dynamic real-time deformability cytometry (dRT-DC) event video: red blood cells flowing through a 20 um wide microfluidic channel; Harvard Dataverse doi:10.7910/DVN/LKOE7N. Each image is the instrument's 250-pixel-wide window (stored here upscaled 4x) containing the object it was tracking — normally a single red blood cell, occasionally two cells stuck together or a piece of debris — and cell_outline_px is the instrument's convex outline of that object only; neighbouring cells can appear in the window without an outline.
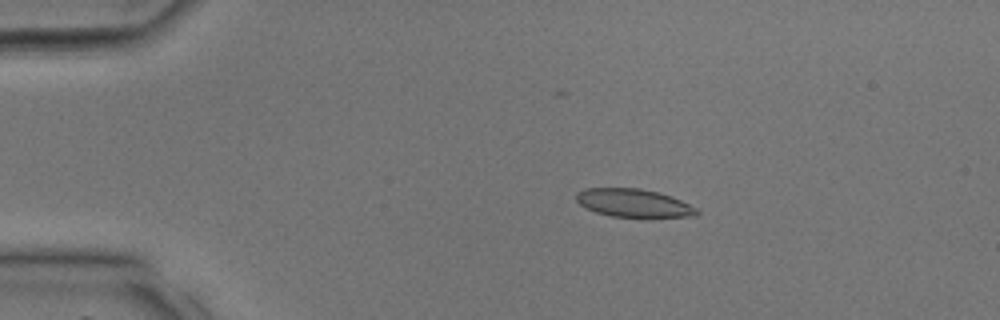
{"species": "common noctule bat (a hibernating species)", "species_latin": "Nyctalus noctula", "temperature_condition": "room temperature", "stored_images_in_passage": 39, "camera_frame_rate_fps": 3000, "um_per_image_px": 0.085, "animal": {"sex": "male", "body_mass_g": 17.9, "forearm_length_mm": 54.2}, "frame": {"image": 1, "passage_image": 8, "time_ms": 2.333, "image_size_px": [1000, 320], "cell_outline_px": [[700, 212], [696, 216], [612, 216], [596, 212], [580, 204], [576, 200], [576, 192], [584, 188], [640, 188], [660, 192], [672, 196], [696, 208]], "centroid_in_image_um": [53.84, 17.23], "position_along_channel_um": 31.2, "area_um2": 19.48}}
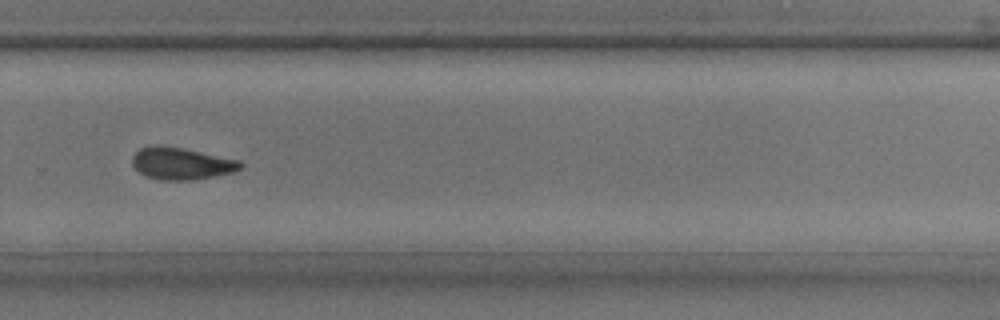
{"frame": {"image": 2, "passage_image": 27, "time_ms": 8.667, "image_size_px": [1000, 320], "cell_outline_px": [[244, 164], [240, 168], [232, 172], [192, 180], [160, 180], [144, 176], [132, 164], [132, 156], [140, 148], [152, 144], [160, 144], [184, 148], [240, 160]], "centroid_in_image_um": [15.38, 13.88], "position_along_channel_um": 314.4, "area_um2": 20.35}}
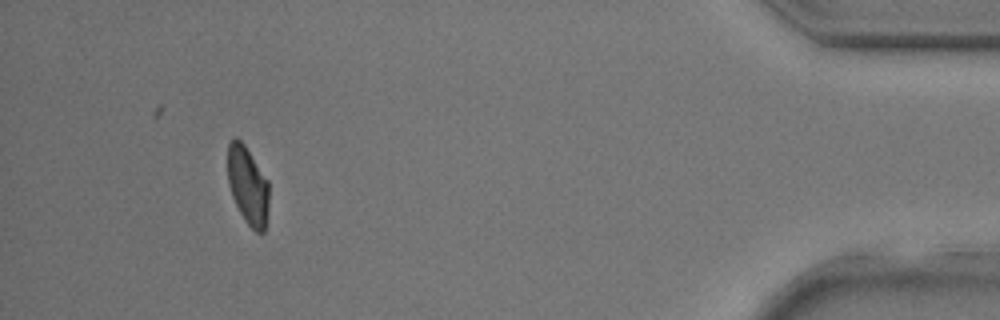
{"frame": {"image": 3, "passage_image": 36, "time_ms": 11.667, "image_size_px": [1000, 320], "cell_outline_px": [[268, 208], [264, 232], [256, 232], [244, 220], [232, 196], [228, 184], [228, 144], [236, 136], [244, 144], [268, 180]], "centroid_in_image_um": [21.06, 15.76], "position_along_channel_um": 414.1, "area_um2": 18.61}}